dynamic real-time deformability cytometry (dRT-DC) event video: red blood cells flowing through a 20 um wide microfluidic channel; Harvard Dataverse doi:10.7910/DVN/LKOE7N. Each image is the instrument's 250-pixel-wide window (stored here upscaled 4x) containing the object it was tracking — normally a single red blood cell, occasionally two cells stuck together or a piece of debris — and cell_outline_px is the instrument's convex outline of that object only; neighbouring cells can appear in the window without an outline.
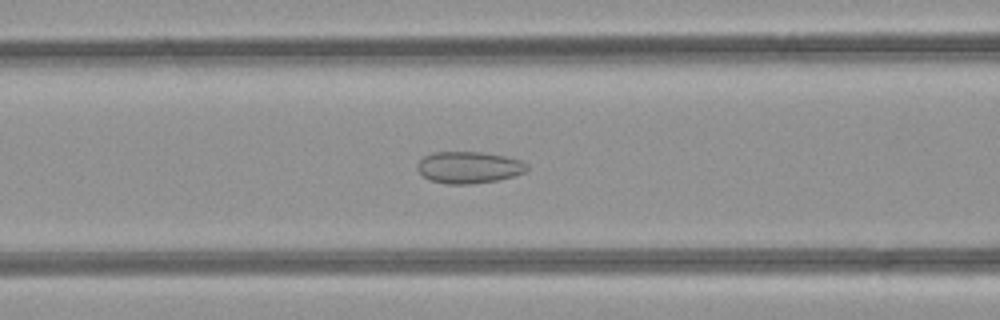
{"species": "common noctule bat (a hibernating species)", "species_latin": "Nyctalus noctula", "temperature_condition": "room temperature", "stored_images_in_passage": 49, "camera_frame_rate_fps": 3000, "um_per_image_px": 0.085, "animal": {"sex": "female", "body_mass_g": 21.9}, "frame": {"image": 1, "passage_image": 19, "time_ms": 6.0, "image_size_px": [1000, 320], "cell_outline_px": [[528, 168], [524, 172], [512, 176], [496, 180], [472, 184], [448, 184], [432, 180], [424, 176], [416, 168], [416, 164], [424, 156], [436, 152], [480, 152], [504, 156], [520, 160], [528, 164]], "centroid_in_image_um": [39.84, 14.22], "position_along_channel_um": 126.8, "area_um2": 20.06}}
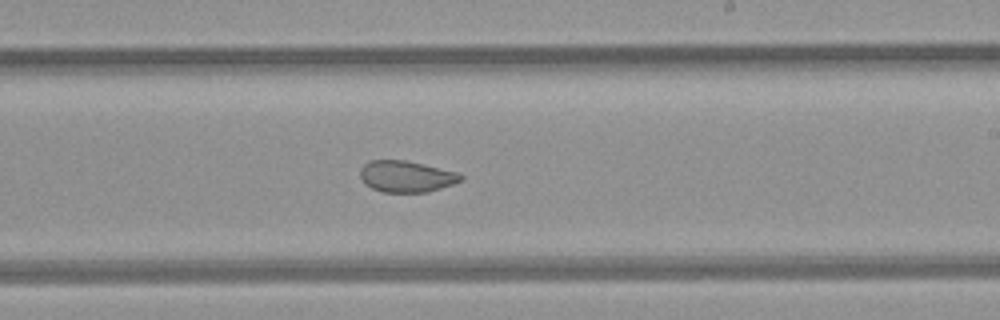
{"frame": {"image": 2, "passage_image": 28, "time_ms": 9.0, "image_size_px": [1000, 320], "cell_outline_px": [[464, 180], [428, 192], [384, 192], [372, 188], [364, 184], [360, 176], [360, 168], [368, 160], [404, 160], [456, 172], [464, 176]], "centroid_in_image_um": [34.5, 15.0], "position_along_channel_um": 254.5, "area_um2": 18.32}}
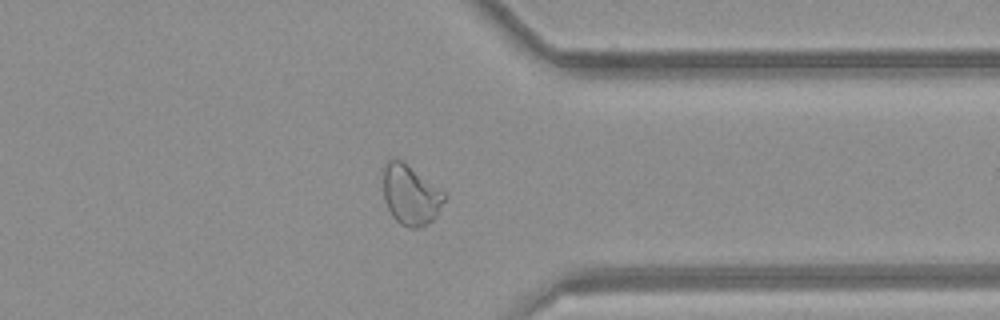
{"frame": {"image": 3, "passage_image": 37, "time_ms": 12.0, "image_size_px": [1000, 320], "cell_outline_px": [[448, 196], [436, 216], [432, 220], [420, 228], [408, 228], [400, 224], [392, 216], [384, 200], [384, 164], [392, 156], [400, 160], [448, 192]], "centroid_in_image_um": [34.94, 16.56], "position_along_channel_um": 376.5, "area_um2": 21.73}, "authors_computed_cell_mechanics": {"area_um2": 23.12, "velocity_mm_per_s": 4.2552, "shape_relaxation_time_tau1_ms": null, "shape_relaxation_time_tau2_ms": 1.2074, "deformation_change_tau1": null, "deformation_change_tau2": 0.0613}}